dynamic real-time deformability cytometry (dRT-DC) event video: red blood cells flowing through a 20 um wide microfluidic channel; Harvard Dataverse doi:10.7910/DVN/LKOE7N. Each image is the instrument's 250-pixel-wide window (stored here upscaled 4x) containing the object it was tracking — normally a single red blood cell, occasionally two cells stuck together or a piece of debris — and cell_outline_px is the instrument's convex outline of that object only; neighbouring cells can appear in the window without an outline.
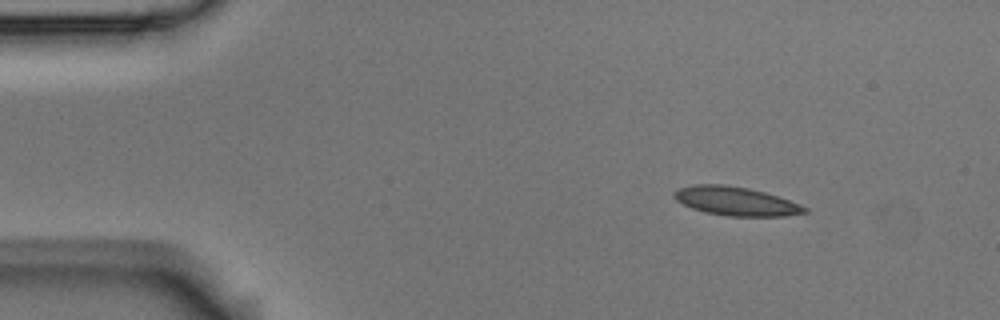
{"species": "Egyptian fruit bat (a non-hibernating species)", "species_latin": "Rousettus aegyptiacus", "temperature_condition": "room temperature", "stored_images_in_passage": 4, "camera_frame_rate_fps": 3000, "um_per_image_px": 0.085, "animal": {"sex": "male"}, "frame": {"image": 1, "passage_image": 1, "time_ms": 0.0, "image_size_px": [1000, 320], "cell_outline_px": [[808, 212], [784, 216], [728, 216], [704, 212], [692, 208], [676, 200], [672, 192], [680, 188], [692, 184], [724, 184], [748, 188], [764, 192], [800, 204], [808, 208]], "centroid_in_image_um": [62.53, 17.1], "position_along_channel_um": 22.5, "area_um2": 21.79}}
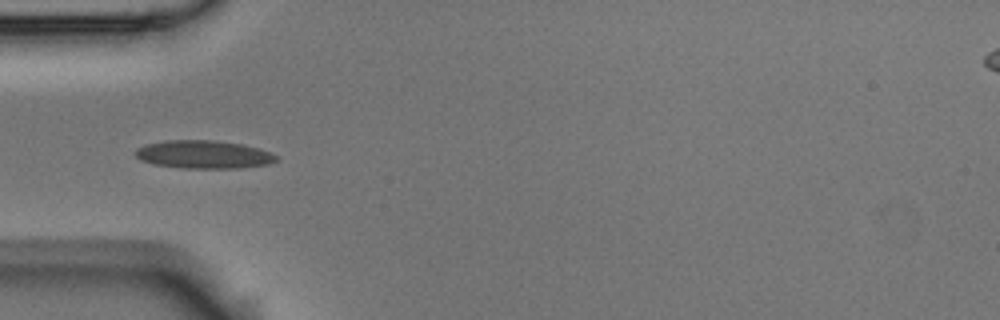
{"frame": {"image": 2, "passage_image": 4, "time_ms": 1.0, "image_size_px": [1000, 320], "cell_outline_px": [[280, 160], [268, 164], [236, 168], [180, 168], [152, 164], [140, 160], [132, 152], [136, 148], [144, 144], [164, 140], [212, 140], [240, 144], [260, 148], [272, 152], [280, 156]], "centroid_in_image_um": [17.3, 13.13], "position_along_channel_um": 67.7, "area_um2": 23.47}}